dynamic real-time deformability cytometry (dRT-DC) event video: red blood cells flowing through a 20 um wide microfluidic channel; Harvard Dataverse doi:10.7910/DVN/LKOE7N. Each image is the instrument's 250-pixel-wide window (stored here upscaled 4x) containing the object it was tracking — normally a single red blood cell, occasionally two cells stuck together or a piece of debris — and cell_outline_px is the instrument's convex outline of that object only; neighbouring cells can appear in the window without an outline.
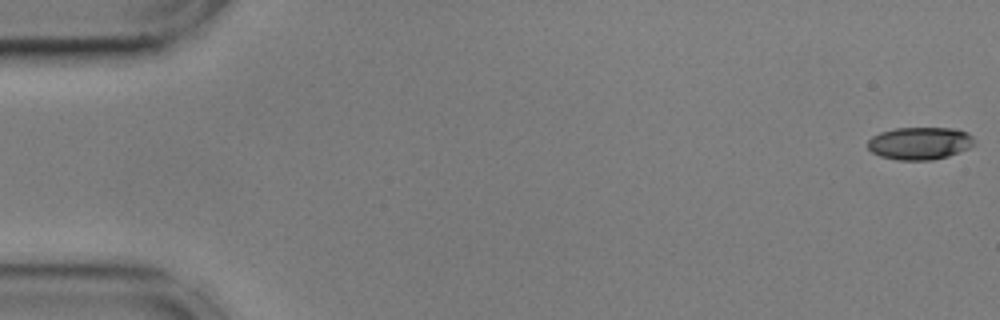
{"species": "common noctule bat (a hibernating species)", "species_latin": "Nyctalus noctula", "temperature_condition": "cold", "stored_images_in_passage": 56, "camera_frame_rate_fps": 3000, "um_per_image_px": 0.085, "animal": {"sex": "male", "body_mass_g": 17.9, "forearm_length_mm": 54.2}, "frame": {"image": 1, "passage_image": 1, "time_ms": 0.0, "image_size_px": [1000, 320], "cell_outline_px": [[976, 144], [968, 148], [948, 156], [932, 160], [896, 160], [880, 156], [872, 152], [868, 148], [868, 140], [872, 136], [880, 132], [896, 128], [956, 128], [968, 132], [972, 136]], "centroid_in_image_um": [78.19, 12.17], "position_along_channel_um": 6.8, "area_um2": 20.35}}
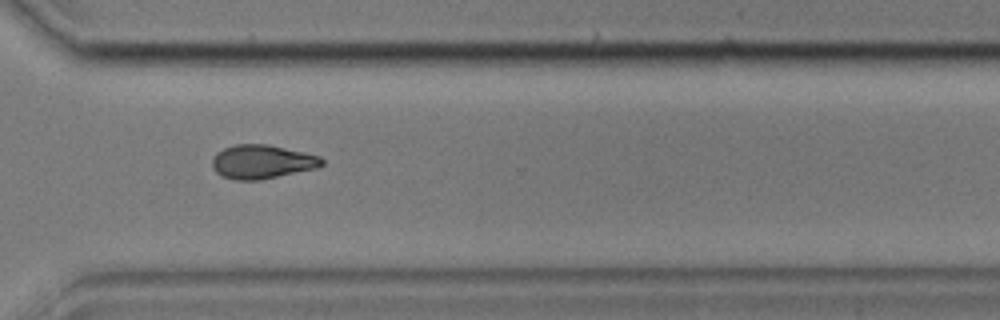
{"frame": {"image": 2, "passage_image": 41, "time_ms": 13.333, "image_size_px": [1000, 320], "cell_outline_px": [[324, 164], [316, 168], [260, 180], [236, 180], [220, 176], [212, 168], [212, 160], [216, 152], [224, 148], [236, 144], [268, 144], [304, 152], [320, 156], [324, 160]], "centroid_in_image_um": [22.25, 13.75], "position_along_channel_um": 348.3, "area_um2": 21.73}}
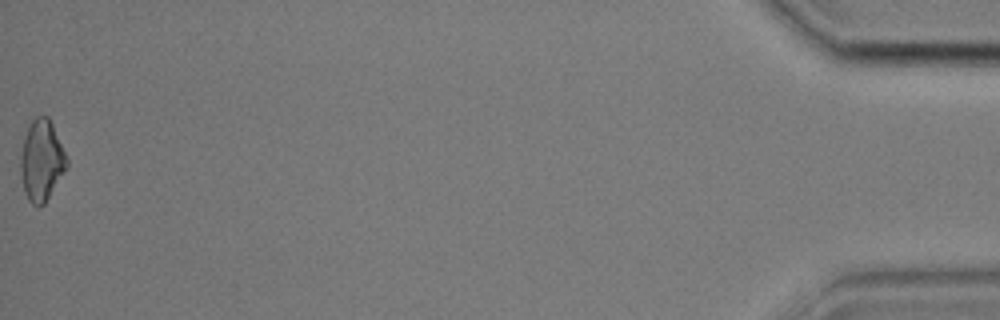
{"frame": {"image": 3, "passage_image": 56, "time_ms": 18.333, "image_size_px": [1000, 320], "cell_outline_px": [[68, 164], [64, 172], [44, 204], [32, 204], [28, 200], [24, 192], [20, 172], [20, 156], [24, 136], [32, 120], [36, 116], [48, 116], [52, 124], [68, 160]], "centroid_in_image_um": [3.51, 13.63], "position_along_channel_um": 431.7, "area_um2": 21.5}, "authors_computed_cell_mechanics": {"area_um2": 21.2704, "velocity_mm_per_s": 3.6044, "shape_relaxation_time_tau1_ms": null, "shape_relaxation_time_tau2_ms": 11.0322, "deformation_change_tau1": null, "deformation_change_tau2": 0.1913}}